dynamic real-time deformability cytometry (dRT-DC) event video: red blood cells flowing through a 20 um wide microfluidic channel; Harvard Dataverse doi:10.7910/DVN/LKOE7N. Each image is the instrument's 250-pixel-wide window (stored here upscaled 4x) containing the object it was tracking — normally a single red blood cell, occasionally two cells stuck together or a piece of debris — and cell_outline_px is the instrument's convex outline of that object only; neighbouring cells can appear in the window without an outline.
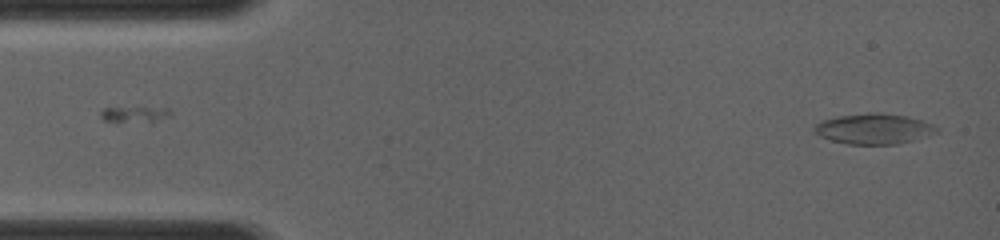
{"species": "common noctule bat (a hibernating species)", "species_latin": "Nyctalus noctula", "temperature_condition": "room temperature", "stored_images_in_passage": 19, "camera_frame_rate_fps": 4000, "um_per_image_px": 0.085, "animal": {"sex": "female", "body_mass_g": 19.0, "forearm_length_mm": 56.7}, "frame": {"image": 1, "passage_image": 1, "time_ms": 0.0, "image_size_px": [1000, 240], "cell_outline_px": [[936, 132], [912, 140], [896, 144], [848, 144], [832, 140], [820, 136], [812, 128], [820, 120], [836, 116], [868, 112], [880, 112], [904, 116], [920, 120], [932, 124], [936, 128]], "centroid_in_image_um": [74.19, 10.93], "position_along_channel_um": 10.8, "area_um2": 21.44}}
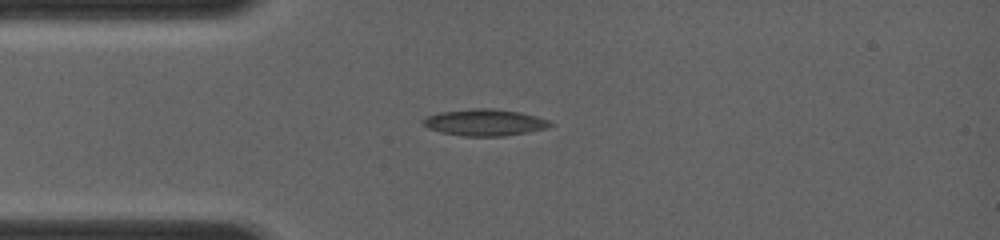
{"frame": {"image": 2, "passage_image": 13, "time_ms": 2.75, "image_size_px": [1000, 240], "cell_outline_px": [[556, 124], [548, 128], [528, 132], [504, 136], [464, 136], [440, 132], [428, 128], [420, 124], [420, 120], [428, 116], [440, 112], [476, 108], [492, 108], [520, 112], [536, 116], [548, 120]], "centroid_in_image_um": [41.2, 10.41], "position_along_channel_um": 43.8, "area_um2": 19.88}}
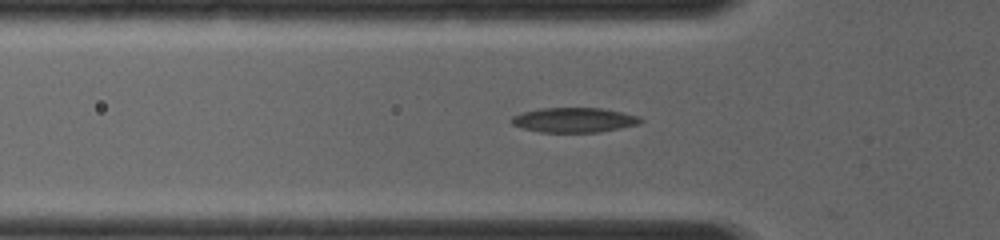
{"frame": {"image": 3, "passage_image": 18, "time_ms": 3.75, "image_size_px": [1000, 240], "cell_outline_px": [[644, 120], [640, 124], [600, 132], [540, 132], [520, 128], [512, 124], [508, 120], [512, 116], [524, 112], [540, 108], [600, 108], [640, 116]], "centroid_in_image_um": [48.78, 10.2], "position_along_channel_um": 77.0, "area_um2": 18.73}}